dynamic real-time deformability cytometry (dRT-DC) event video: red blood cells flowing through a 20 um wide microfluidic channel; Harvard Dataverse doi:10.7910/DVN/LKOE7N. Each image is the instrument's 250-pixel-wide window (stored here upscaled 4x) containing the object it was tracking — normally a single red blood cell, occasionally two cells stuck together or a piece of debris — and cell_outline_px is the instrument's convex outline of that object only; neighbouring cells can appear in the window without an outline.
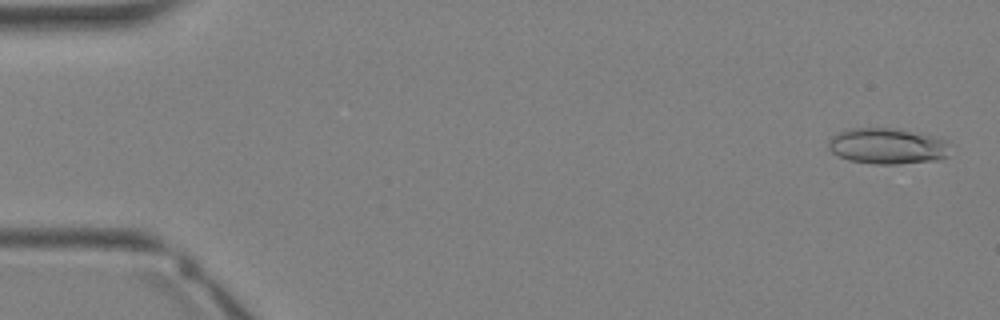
{"species": "Egyptian fruit bat (a non-hibernating species)", "species_latin": "Rousettus aegyptiacus", "temperature_condition": "warm", "stored_images_in_passage": 34, "camera_frame_rate_fps": 3000, "um_per_image_px": 0.085, "animal": {"sex": "female"}, "frame": {"image": 1, "passage_image": 1, "time_ms": 0.0, "image_size_px": [1000, 320], "cell_outline_px": [[948, 156], [940, 160], [896, 164], [876, 164], [848, 160], [832, 152], [828, 148], [828, 140], [832, 136], [848, 128], [900, 128], [936, 136], [944, 140], [948, 144]], "centroid_in_image_um": [75.44, 12.41], "position_along_channel_um": 9.6, "area_um2": 25.72}}
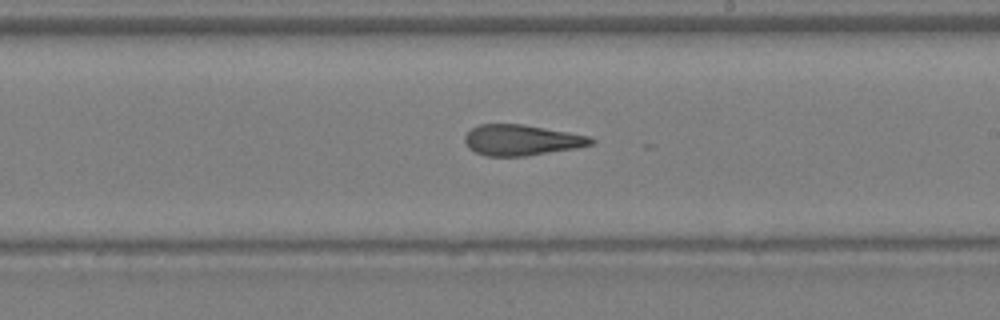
{"frame": {"image": 2, "passage_image": 20, "time_ms": 6.333, "image_size_px": [1000, 320], "cell_outline_px": [[596, 140], [592, 144], [572, 148], [524, 156], [484, 156], [468, 148], [464, 140], [464, 136], [472, 128], [480, 124], [520, 124], [592, 136]], "centroid_in_image_um": [44.29, 11.9], "position_along_channel_um": 244.7, "area_um2": 22.37}}
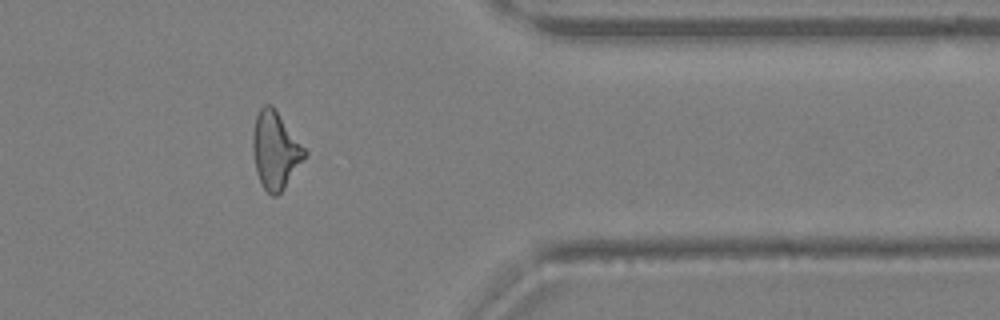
{"frame": {"image": 3, "passage_image": 28, "time_ms": 9.0, "image_size_px": [1000, 320], "cell_outline_px": [[308, 152], [284, 188], [276, 196], [272, 196], [260, 184], [256, 172], [252, 152], [252, 132], [256, 116], [260, 108], [264, 104], [272, 104]], "centroid_in_image_um": [23.37, 12.76], "position_along_channel_um": 388.0, "area_um2": 23.35}}